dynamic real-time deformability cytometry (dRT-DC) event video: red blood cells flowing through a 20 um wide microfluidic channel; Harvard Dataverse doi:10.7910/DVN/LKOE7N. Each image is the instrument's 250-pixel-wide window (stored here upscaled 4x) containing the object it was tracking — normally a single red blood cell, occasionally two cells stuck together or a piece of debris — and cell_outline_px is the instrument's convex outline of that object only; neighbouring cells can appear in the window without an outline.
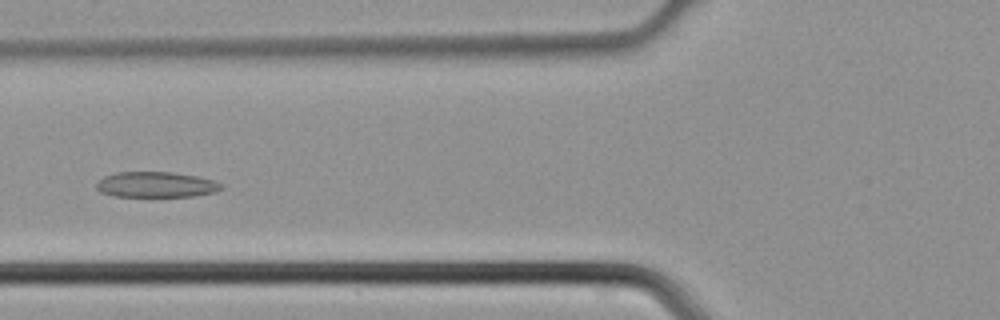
{"species": "common noctule bat (a hibernating species)", "species_latin": "Nyctalus noctula", "temperature_condition": "cold", "stored_images_in_passage": 38, "camera_frame_rate_fps": 3000, "um_per_image_px": 0.085, "animal": {"sex": "male", "body_mass_g": 21.5, "forearm_length_mm": 52.0}, "frame": {"image": 1, "passage_image": 10, "time_ms": 3.0, "image_size_px": [1000, 320], "cell_outline_px": [[224, 188], [216, 192], [192, 196], [112, 196], [100, 192], [96, 188], [96, 184], [104, 176], [116, 172], [172, 172], [200, 176], [224, 184]], "centroid_in_image_um": [13.29, 15.69], "position_along_channel_um": 112.5, "area_um2": 18.73}}
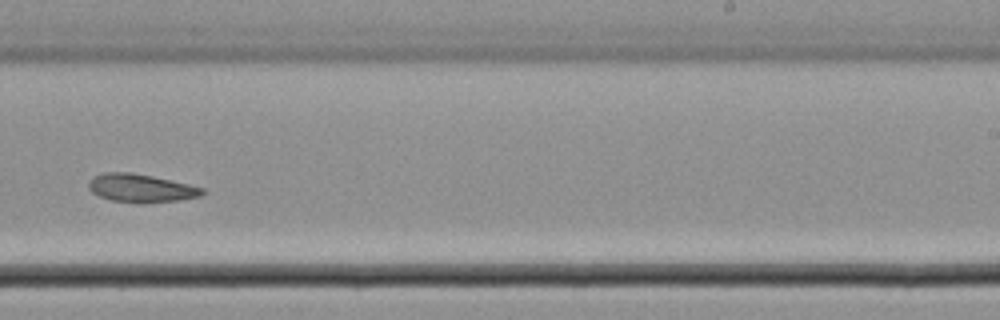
{"frame": {"image": 2, "passage_image": 21, "time_ms": 6.667, "image_size_px": [1000, 320], "cell_outline_px": [[208, 192], [200, 196], [180, 200], [140, 204], [112, 200], [100, 196], [92, 192], [88, 188], [88, 180], [92, 176], [104, 172], [132, 172], [152, 176], [188, 184], [204, 188]], "centroid_in_image_um": [11.98, 15.99], "position_along_channel_um": 277.0, "area_um2": 18.96}}
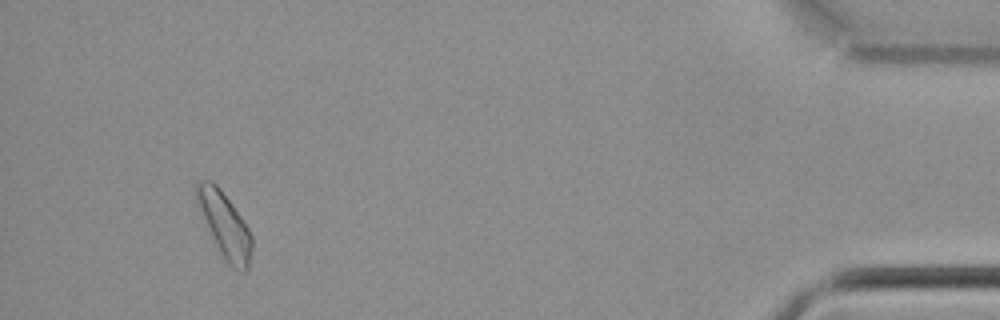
{"frame": {"image": 3, "passage_image": 35, "time_ms": 11.333, "image_size_px": [1000, 320], "cell_outline_px": [[252, 248], [248, 272], [240, 272], [232, 268], [224, 260], [216, 244], [204, 216], [196, 196], [196, 184], [200, 180], [212, 180], [220, 188], [232, 204], [248, 228], [252, 236]], "centroid_in_image_um": [19.16, 19.18], "position_along_channel_um": 416.0, "area_um2": 20.35}}